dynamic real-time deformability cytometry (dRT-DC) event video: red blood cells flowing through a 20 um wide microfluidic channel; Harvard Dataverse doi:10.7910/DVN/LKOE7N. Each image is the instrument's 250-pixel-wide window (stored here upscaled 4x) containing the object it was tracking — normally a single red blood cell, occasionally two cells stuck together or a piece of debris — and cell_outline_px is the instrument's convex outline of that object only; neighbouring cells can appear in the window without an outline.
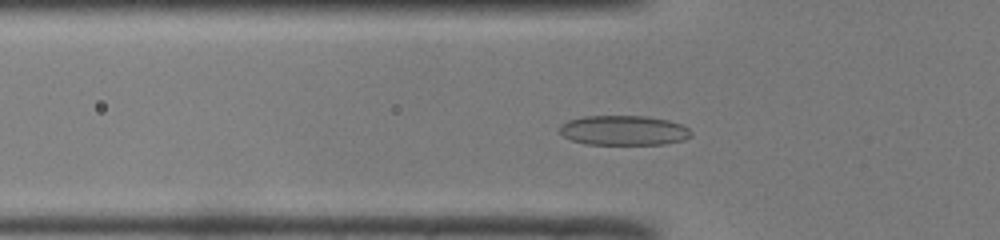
{"species": "common noctule bat (a hibernating species)", "species_latin": "Nyctalus noctula", "temperature_condition": "room temperature", "stored_images_in_passage": 3, "camera_frame_rate_fps": 3000, "um_per_image_px": 0.085, "animal": {"sex": "male", "body_mass_g": 19.0, "forearm_length_mm": 50.8}, "frame": {"image": 1, "passage_image": 3, "time_ms": 0.667, "image_size_px": [1000, 240], "cell_outline_px": [[692, 136], [684, 140], [664, 144], [584, 144], [572, 140], [564, 136], [560, 132], [560, 124], [568, 120], [580, 116], [648, 116], [668, 120], [680, 124], [688, 128], [692, 132]], "centroid_in_image_um": [53.01, 11.08], "position_along_channel_um": 72.8, "area_um2": 22.95}}